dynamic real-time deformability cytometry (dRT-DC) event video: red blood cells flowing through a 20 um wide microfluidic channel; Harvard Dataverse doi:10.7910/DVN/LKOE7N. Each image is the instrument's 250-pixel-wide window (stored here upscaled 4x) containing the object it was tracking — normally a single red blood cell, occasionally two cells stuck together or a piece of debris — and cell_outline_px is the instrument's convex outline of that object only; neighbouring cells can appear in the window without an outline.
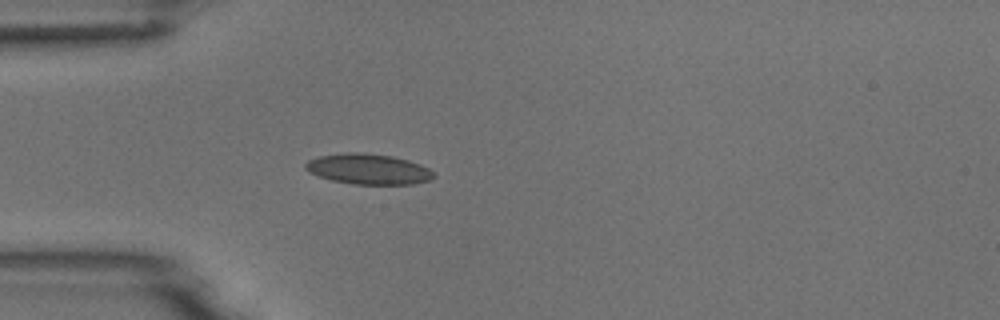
{"species": "common noctule bat (a hibernating species)", "species_latin": "Nyctalus noctula", "temperature_condition": "room temperature", "stored_images_in_passage": 1, "camera_frame_rate_fps": 3000, "um_per_image_px": 0.085, "animal": {"sex": "male", "body_mass_g": 18.8}, "frame": {"image": 1, "passage_image": 1, "time_ms": 0.0, "image_size_px": [1000, 320], "cell_outline_px": [[436, 176], [428, 180], [412, 184], [352, 184], [332, 180], [308, 172], [304, 168], [304, 164], [308, 160], [320, 156], [344, 152], [364, 152], [392, 156], [408, 160], [420, 164], [428, 168]], "centroid_in_image_um": [31.28, 14.36], "position_along_channel_um": 53.7, "area_um2": 22.77}}